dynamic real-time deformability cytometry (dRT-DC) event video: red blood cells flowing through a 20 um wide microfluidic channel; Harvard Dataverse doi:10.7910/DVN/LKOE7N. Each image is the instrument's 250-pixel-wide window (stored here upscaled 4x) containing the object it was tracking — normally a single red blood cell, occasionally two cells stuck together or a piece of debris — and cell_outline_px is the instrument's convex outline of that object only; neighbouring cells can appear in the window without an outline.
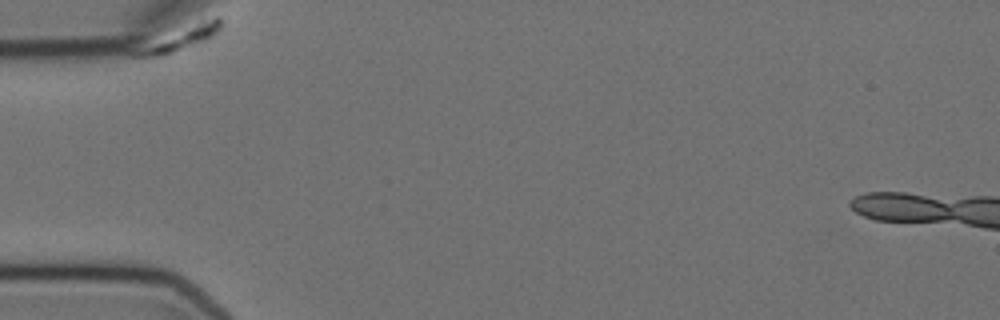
{"species": "Egyptian fruit bat (a non-hibernating species)", "species_latin": "Rousettus aegyptiacus", "temperature_condition": "cold", "stored_images_in_passage": 5, "camera_frame_rate_fps": 3000, "um_per_image_px": 0.085, "animal": {"sex": "female"}, "frame": {"image": 1, "passage_image": 1, "time_ms": 0.0, "image_size_px": [1000, 320], "cell_outline_px": [[224, 28], [216, 36], [164, 56], [128, 56], [128, 52], [200, 20], [216, 16], [220, 16], [224, 20]], "centroid_in_image_um": [15.45, 3.25], "position_along_channel_um": 69.5, "area_um2": 11.91}}